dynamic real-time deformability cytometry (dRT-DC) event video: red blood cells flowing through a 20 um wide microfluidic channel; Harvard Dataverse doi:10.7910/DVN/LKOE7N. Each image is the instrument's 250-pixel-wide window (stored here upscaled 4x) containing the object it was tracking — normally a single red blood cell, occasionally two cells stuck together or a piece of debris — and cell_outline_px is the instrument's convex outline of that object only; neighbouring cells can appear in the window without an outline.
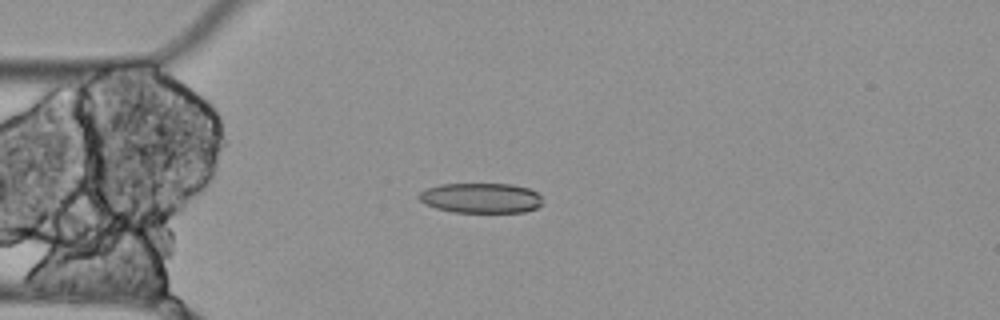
{"species": "Egyptian fruit bat (a non-hibernating species)", "species_latin": "Rousettus aegyptiacus", "temperature_condition": "cold", "stored_images_in_passage": 12, "camera_frame_rate_fps": 3000, "um_per_image_px": 0.085, "animal": {"sex": "female"}, "frame": {"image": 1, "passage_image": 4, "time_ms": 1.0, "image_size_px": [1000, 320], "cell_outline_px": [[544, 204], [536, 208], [524, 212], [452, 212], [436, 208], [424, 204], [416, 196], [424, 188], [440, 184], [512, 184], [528, 188], [536, 192], [540, 196]], "centroid_in_image_um": [40.85, 16.83], "position_along_channel_um": 44.1, "area_um2": 21.91}}
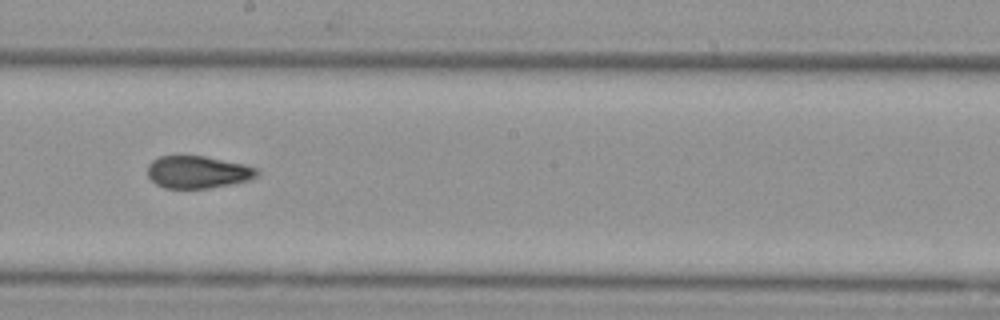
{"frame": {"image": 2, "passage_image": 9, "time_ms": 2.667, "image_size_px": [1000, 320], "cell_outline_px": [[260, 172], [256, 176], [248, 180], [232, 184], [208, 188], [164, 188], [156, 184], [148, 176], [148, 164], [152, 160], [160, 156], [204, 156], [244, 164], [256, 168]], "centroid_in_image_um": [16.8, 14.63], "position_along_channel_um": 231.4, "area_um2": 20.58}}
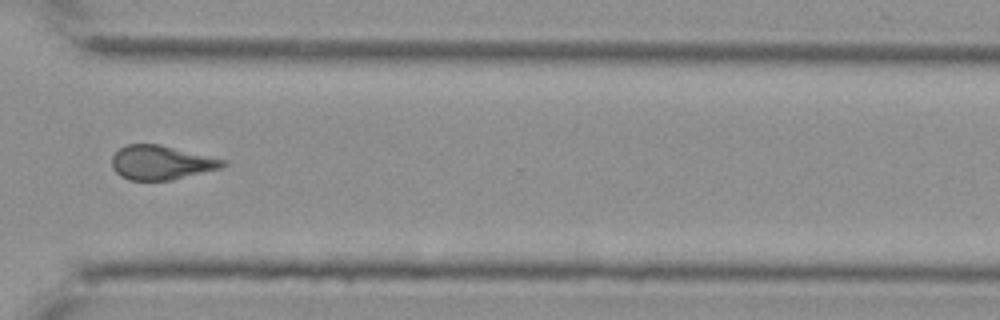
{"frame": {"image": 3, "passage_image": 12, "time_ms": 3.667, "image_size_px": [1000, 320], "cell_outline_px": [[228, 164], [224, 168], [172, 180], [128, 180], [120, 176], [112, 168], [112, 156], [120, 148], [128, 144], [160, 144], [228, 160]], "centroid_in_image_um": [13.76, 13.82], "position_along_channel_um": 356.8, "area_um2": 22.43}}